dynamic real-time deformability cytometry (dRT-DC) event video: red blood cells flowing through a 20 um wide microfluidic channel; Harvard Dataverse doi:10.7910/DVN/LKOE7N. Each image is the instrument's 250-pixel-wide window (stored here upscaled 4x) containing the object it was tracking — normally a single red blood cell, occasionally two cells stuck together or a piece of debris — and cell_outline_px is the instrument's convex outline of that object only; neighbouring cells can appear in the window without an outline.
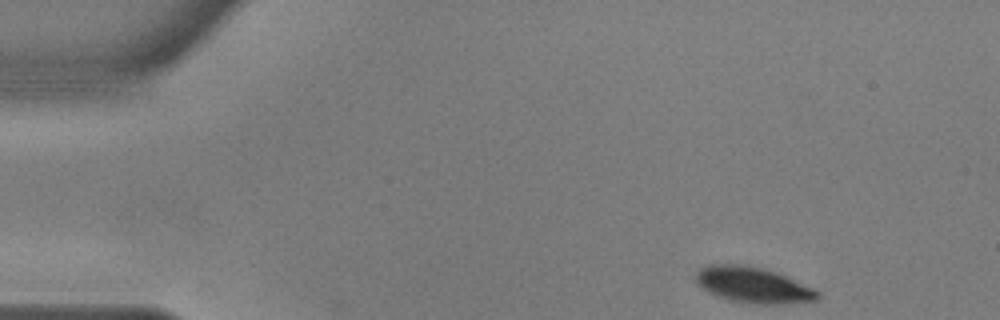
{"species": "common noctule bat (a hibernating species)", "species_latin": "Nyctalus noctula", "temperature_condition": "warm", "stored_images_in_passage": 50, "camera_frame_rate_fps": 3000, "um_per_image_px": 0.085, "animal": {"sex": "male", "body_mass_g": 17.9, "forearm_length_mm": 54.2}, "frame": {"image": 1, "passage_image": 1, "time_ms": 0.0, "image_size_px": [1000, 320], "cell_outline_px": [[820, 296], [816, 300], [780, 304], [748, 304], [716, 296], [708, 292], [696, 284], [696, 272], [700, 268], [708, 264], [740, 264], [760, 268], [776, 272], [788, 276], [820, 292]], "centroid_in_image_um": [63.99, 24.22], "position_along_channel_um": 21.0, "area_um2": 25.49}}
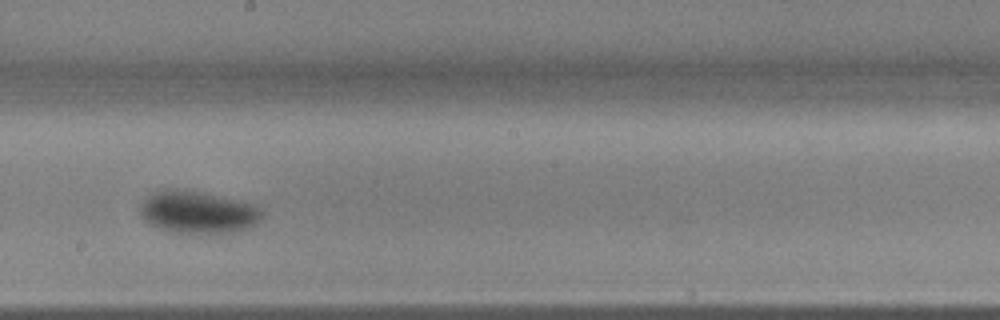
{"frame": {"image": 2, "passage_image": 26, "time_ms": 8.333, "image_size_px": [1000, 320], "cell_outline_px": [[264, 212], [260, 220], [256, 224], [232, 232], [176, 232], [160, 228], [144, 220], [140, 216], [140, 204], [148, 196], [156, 192], [168, 188], [176, 188], [200, 192], [256, 204]], "centroid_in_image_um": [16.82, 18.01], "position_along_channel_um": 231.4, "area_um2": 29.65}}
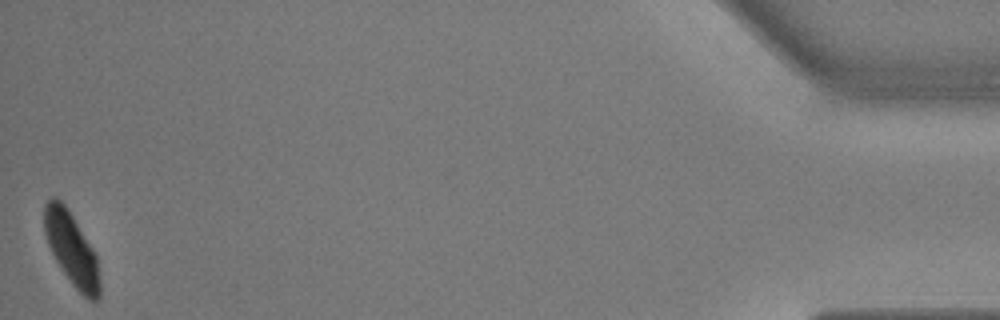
{"frame": {"image": 3, "passage_image": 50, "time_ms": 16.333, "image_size_px": [1000, 320], "cell_outline_px": [[100, 296], [96, 300], [88, 300], [72, 284], [56, 260], [48, 244], [44, 232], [44, 204], [52, 196], [56, 196], [68, 208], [92, 248], [96, 256], [100, 280]], "centroid_in_image_um": [6.08, 21.14], "position_along_channel_um": 429.1, "area_um2": 23.29}, "authors_computed_cell_mechanics": {"area_um2": 27.1082, "velocity_mm_per_s": 3.5992, "shape_relaxation_time_tau1_ms": 2.7157, "shape_relaxation_time_tau2_ms": null, "deformation_change_tau1": 0.1465, "deformation_change_tau2": null}}